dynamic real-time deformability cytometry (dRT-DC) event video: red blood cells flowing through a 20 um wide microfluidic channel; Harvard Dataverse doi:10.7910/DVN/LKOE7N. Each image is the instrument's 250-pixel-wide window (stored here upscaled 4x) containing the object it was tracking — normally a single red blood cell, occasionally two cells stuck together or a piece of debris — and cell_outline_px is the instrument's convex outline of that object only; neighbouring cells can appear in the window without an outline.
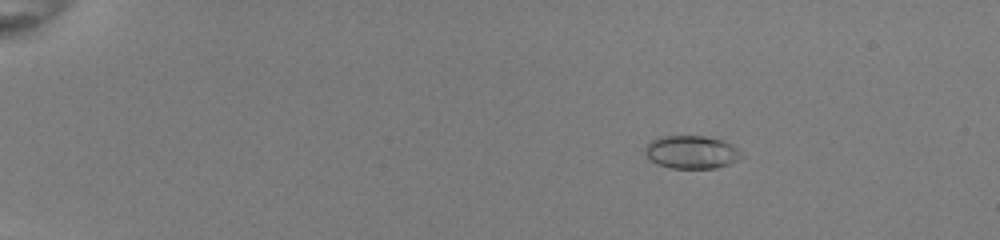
{"species": "common noctule bat (a hibernating species)", "species_latin": "Nyctalus noctula", "temperature_condition": "room temperature", "stored_images_in_passage": 45, "camera_frame_rate_fps": 3000, "um_per_image_px": 0.085, "animal": {"sex": "female", "body_mass_g": 22.0, "forearm_length_mm": 56.7}, "frame": {"image": 1, "passage_image": 1, "time_ms": 0.0, "image_size_px": [1000, 240], "cell_outline_px": [[744, 156], [728, 164], [716, 168], [672, 168], [656, 164], [644, 152], [644, 148], [652, 140], [660, 136], [704, 136], [724, 140], [732, 144]], "centroid_in_image_um": [58.78, 12.92], "position_along_channel_um": 26.2, "area_um2": 18.5}}
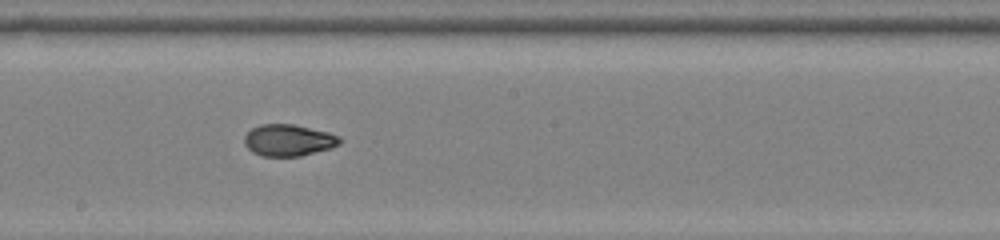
{"frame": {"image": 2, "passage_image": 24, "time_ms": 7.667, "image_size_px": [1000, 240], "cell_outline_px": [[340, 144], [328, 148], [300, 156], [260, 156], [252, 152], [244, 144], [244, 136], [252, 128], [260, 124], [292, 124], [328, 132], [340, 136]], "centroid_in_image_um": [24.48, 11.92], "position_along_channel_um": 223.7, "area_um2": 17.46}}
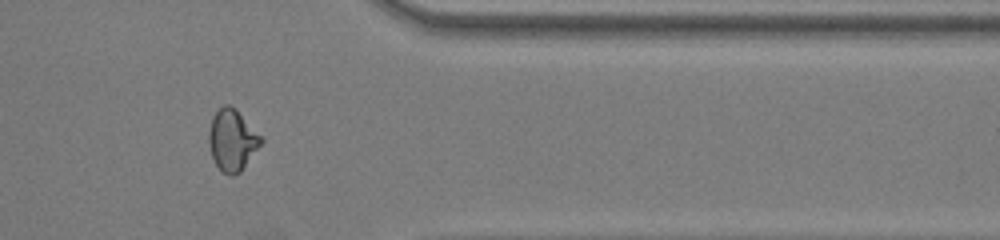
{"frame": {"image": 3, "passage_image": 37, "time_ms": 12.0, "image_size_px": [1000, 240], "cell_outline_px": [[264, 140], [240, 172], [232, 176], [224, 172], [216, 164], [212, 156], [208, 144], [208, 132], [212, 116], [224, 104], [228, 104]], "centroid_in_image_um": [19.69, 11.94], "position_along_channel_um": 391.7, "area_um2": 17.98}, "authors_computed_cell_mechanics": {"area_um2": 17.9758, "velocity_mm_per_s": 4.0315, "shape_relaxation_time_tau1_ms": 8.6108, "shape_relaxation_time_tau2_ms": 1.1635, "deformation_change_tau1": 0.2253, "deformation_change_tau2": 0.0534}}